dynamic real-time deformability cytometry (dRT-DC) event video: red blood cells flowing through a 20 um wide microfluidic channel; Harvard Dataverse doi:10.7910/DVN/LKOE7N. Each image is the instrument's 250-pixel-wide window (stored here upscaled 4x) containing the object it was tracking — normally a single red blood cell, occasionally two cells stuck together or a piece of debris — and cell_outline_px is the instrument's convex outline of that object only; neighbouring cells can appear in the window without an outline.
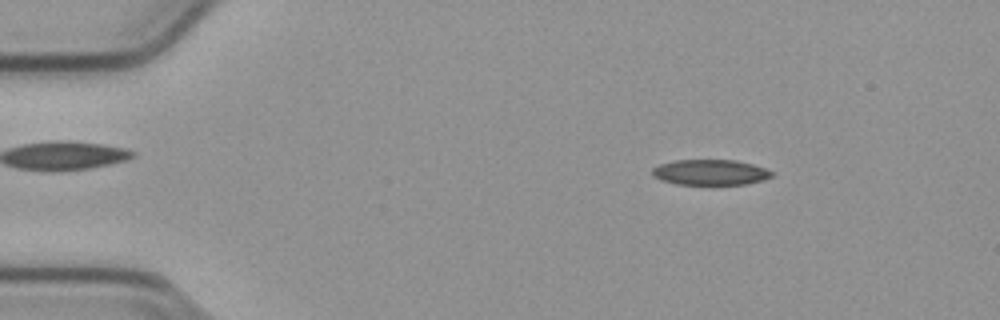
{"species": "common noctule bat (a hibernating species)", "species_latin": "Nyctalus noctula", "temperature_condition": "cold", "stored_images_in_passage": 54, "camera_frame_rate_fps": 3000, "um_per_image_px": 0.085, "animal": {"sex": "male", "body_mass_g": 23.1, "forearm_length_mm": 52.7}, "frame": {"image": 1, "passage_image": 8, "time_ms": 2.333, "image_size_px": [1000, 320], "cell_outline_px": [[772, 176], [764, 180], [744, 184], [676, 184], [660, 180], [652, 176], [652, 168], [660, 164], [676, 160], [736, 160], [752, 164], [764, 168], [772, 172]], "centroid_in_image_um": [60.34, 14.64], "position_along_channel_um": 24.7, "area_um2": 17.69}}
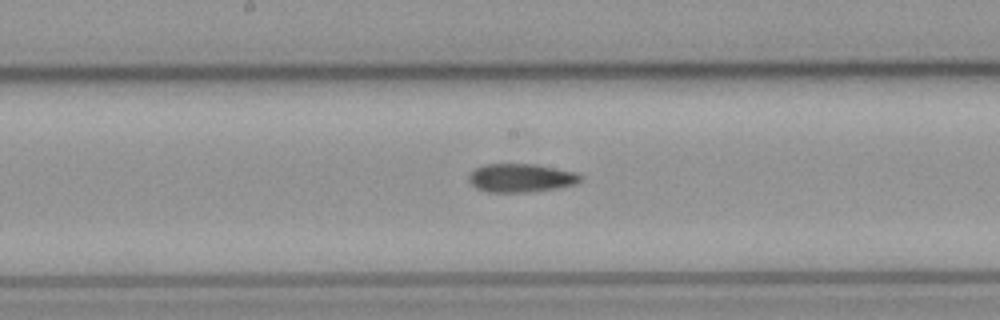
{"frame": {"image": 2, "passage_image": 28, "time_ms": 9.0, "image_size_px": [1000, 320], "cell_outline_px": [[584, 180], [576, 184], [556, 188], [524, 192], [488, 192], [476, 188], [468, 180], [468, 176], [476, 168], [484, 164], [536, 164], [576, 172], [584, 176]], "centroid_in_image_um": [44.32, 15.12], "position_along_channel_um": 203.9, "area_um2": 18.61}}
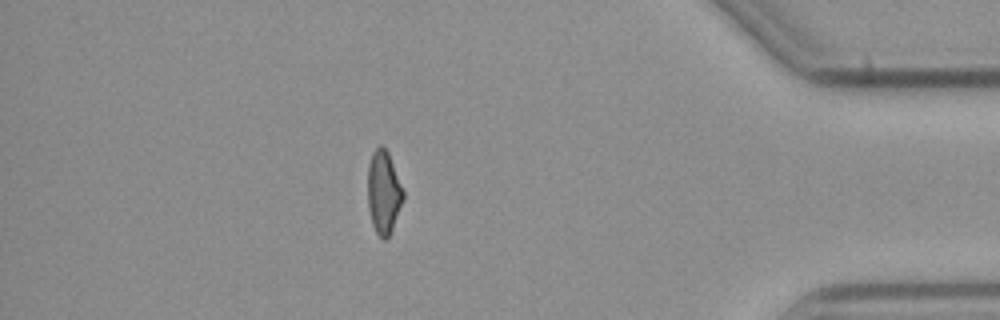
{"frame": {"image": 3, "passage_image": 47, "time_ms": 15.333, "image_size_px": [1000, 320], "cell_outline_px": [[404, 200], [388, 240], [384, 240], [376, 232], [372, 224], [368, 208], [368, 164], [372, 152], [380, 144], [388, 152], [404, 192]], "centroid_in_image_um": [32.61, 16.37], "position_along_channel_um": 402.6, "area_um2": 17.28}, "authors_computed_cell_mechanics": {"area_um2": 18.4093, "velocity_mm_per_s": 3.8042, "shape_relaxation_time_tau1_ms": null, "shape_relaxation_time_tau2_ms": 5.1735, "deformation_change_tau1": null, "deformation_change_tau2": 0.1524}}